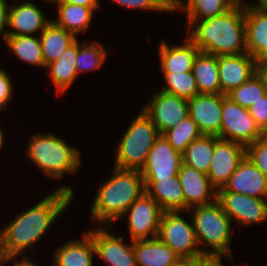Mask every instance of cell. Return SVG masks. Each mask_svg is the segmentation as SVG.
I'll return each instance as SVG.
<instances>
[{
	"label": "cell",
	"instance_id": "cell-1",
	"mask_svg": "<svg viewBox=\"0 0 267 266\" xmlns=\"http://www.w3.org/2000/svg\"><path fill=\"white\" fill-rule=\"evenodd\" d=\"M73 197L72 188L63 186L10 221L0 231L6 256H19L44 237L58 215L71 204Z\"/></svg>",
	"mask_w": 267,
	"mask_h": 266
},
{
	"label": "cell",
	"instance_id": "cell-2",
	"mask_svg": "<svg viewBox=\"0 0 267 266\" xmlns=\"http://www.w3.org/2000/svg\"><path fill=\"white\" fill-rule=\"evenodd\" d=\"M188 30L187 37L201 52L216 56L247 53L243 3L221 15L193 21Z\"/></svg>",
	"mask_w": 267,
	"mask_h": 266
},
{
	"label": "cell",
	"instance_id": "cell-3",
	"mask_svg": "<svg viewBox=\"0 0 267 266\" xmlns=\"http://www.w3.org/2000/svg\"><path fill=\"white\" fill-rule=\"evenodd\" d=\"M144 192L145 184L140 171L115 167L110 179L103 183L97 192L91 205L90 220L110 226L111 222L121 219L125 211Z\"/></svg>",
	"mask_w": 267,
	"mask_h": 266
},
{
	"label": "cell",
	"instance_id": "cell-4",
	"mask_svg": "<svg viewBox=\"0 0 267 266\" xmlns=\"http://www.w3.org/2000/svg\"><path fill=\"white\" fill-rule=\"evenodd\" d=\"M29 159L47 176L60 179L76 174L81 163L80 151L53 133L33 135L27 148Z\"/></svg>",
	"mask_w": 267,
	"mask_h": 266
},
{
	"label": "cell",
	"instance_id": "cell-5",
	"mask_svg": "<svg viewBox=\"0 0 267 266\" xmlns=\"http://www.w3.org/2000/svg\"><path fill=\"white\" fill-rule=\"evenodd\" d=\"M192 212L193 228L197 243L204 244V247H211L210 257L215 262H221L220 257L225 256L232 259L231 256V222L230 217L223 211L220 203L214 202L190 208Z\"/></svg>",
	"mask_w": 267,
	"mask_h": 266
},
{
	"label": "cell",
	"instance_id": "cell-6",
	"mask_svg": "<svg viewBox=\"0 0 267 266\" xmlns=\"http://www.w3.org/2000/svg\"><path fill=\"white\" fill-rule=\"evenodd\" d=\"M159 136L160 133L152 120L143 110L140 111L116 146L114 167L140 171Z\"/></svg>",
	"mask_w": 267,
	"mask_h": 266
},
{
	"label": "cell",
	"instance_id": "cell-7",
	"mask_svg": "<svg viewBox=\"0 0 267 266\" xmlns=\"http://www.w3.org/2000/svg\"><path fill=\"white\" fill-rule=\"evenodd\" d=\"M179 213L180 211H163L157 237L179 257H210V250L196 247L198 243L193 223H188Z\"/></svg>",
	"mask_w": 267,
	"mask_h": 266
},
{
	"label": "cell",
	"instance_id": "cell-8",
	"mask_svg": "<svg viewBox=\"0 0 267 266\" xmlns=\"http://www.w3.org/2000/svg\"><path fill=\"white\" fill-rule=\"evenodd\" d=\"M221 114V128L217 135L220 139L238 142L246 147L264 134L249 110L227 97L223 100Z\"/></svg>",
	"mask_w": 267,
	"mask_h": 266
},
{
	"label": "cell",
	"instance_id": "cell-9",
	"mask_svg": "<svg viewBox=\"0 0 267 266\" xmlns=\"http://www.w3.org/2000/svg\"><path fill=\"white\" fill-rule=\"evenodd\" d=\"M163 210L159 204L146 192H144L132 205L125 211L124 216L128 218V229L132 241L146 240L158 236L160 219Z\"/></svg>",
	"mask_w": 267,
	"mask_h": 266
},
{
	"label": "cell",
	"instance_id": "cell-10",
	"mask_svg": "<svg viewBox=\"0 0 267 266\" xmlns=\"http://www.w3.org/2000/svg\"><path fill=\"white\" fill-rule=\"evenodd\" d=\"M152 95L150 102L142 110L152 120L160 135L189 116L187 99L161 90Z\"/></svg>",
	"mask_w": 267,
	"mask_h": 266
},
{
	"label": "cell",
	"instance_id": "cell-11",
	"mask_svg": "<svg viewBox=\"0 0 267 266\" xmlns=\"http://www.w3.org/2000/svg\"><path fill=\"white\" fill-rule=\"evenodd\" d=\"M216 200L230 219H235L241 225L267 221V201L265 199L229 191H217Z\"/></svg>",
	"mask_w": 267,
	"mask_h": 266
},
{
	"label": "cell",
	"instance_id": "cell-12",
	"mask_svg": "<svg viewBox=\"0 0 267 266\" xmlns=\"http://www.w3.org/2000/svg\"><path fill=\"white\" fill-rule=\"evenodd\" d=\"M245 156L244 145L219 138L214 144L213 157L207 173L211 185L216 190L223 188Z\"/></svg>",
	"mask_w": 267,
	"mask_h": 266
},
{
	"label": "cell",
	"instance_id": "cell-13",
	"mask_svg": "<svg viewBox=\"0 0 267 266\" xmlns=\"http://www.w3.org/2000/svg\"><path fill=\"white\" fill-rule=\"evenodd\" d=\"M182 164V154L176 151L163 135H160L149 151L146 163L140 172L143 179H164L178 176Z\"/></svg>",
	"mask_w": 267,
	"mask_h": 266
},
{
	"label": "cell",
	"instance_id": "cell-14",
	"mask_svg": "<svg viewBox=\"0 0 267 266\" xmlns=\"http://www.w3.org/2000/svg\"><path fill=\"white\" fill-rule=\"evenodd\" d=\"M223 94H197L188 100V114L204 135L220 133L222 105L226 98Z\"/></svg>",
	"mask_w": 267,
	"mask_h": 266
},
{
	"label": "cell",
	"instance_id": "cell-15",
	"mask_svg": "<svg viewBox=\"0 0 267 266\" xmlns=\"http://www.w3.org/2000/svg\"><path fill=\"white\" fill-rule=\"evenodd\" d=\"M106 228L99 227L87 232L92 238L95 254L111 266H137L133 241L131 245H126L121 236L117 238L108 231L110 226Z\"/></svg>",
	"mask_w": 267,
	"mask_h": 266
},
{
	"label": "cell",
	"instance_id": "cell-16",
	"mask_svg": "<svg viewBox=\"0 0 267 266\" xmlns=\"http://www.w3.org/2000/svg\"><path fill=\"white\" fill-rule=\"evenodd\" d=\"M257 64L248 53L218 56L221 94L227 95L248 81L257 73Z\"/></svg>",
	"mask_w": 267,
	"mask_h": 266
},
{
	"label": "cell",
	"instance_id": "cell-17",
	"mask_svg": "<svg viewBox=\"0 0 267 266\" xmlns=\"http://www.w3.org/2000/svg\"><path fill=\"white\" fill-rule=\"evenodd\" d=\"M178 179L183 188L186 212L190 208L207 205L216 200L217 190L211 185L206 173L183 163L179 168Z\"/></svg>",
	"mask_w": 267,
	"mask_h": 266
},
{
	"label": "cell",
	"instance_id": "cell-18",
	"mask_svg": "<svg viewBox=\"0 0 267 266\" xmlns=\"http://www.w3.org/2000/svg\"><path fill=\"white\" fill-rule=\"evenodd\" d=\"M229 191L267 200V177L245 156L223 188Z\"/></svg>",
	"mask_w": 267,
	"mask_h": 266
},
{
	"label": "cell",
	"instance_id": "cell-19",
	"mask_svg": "<svg viewBox=\"0 0 267 266\" xmlns=\"http://www.w3.org/2000/svg\"><path fill=\"white\" fill-rule=\"evenodd\" d=\"M247 53L257 62L267 61V10L257 5H244Z\"/></svg>",
	"mask_w": 267,
	"mask_h": 266
},
{
	"label": "cell",
	"instance_id": "cell-20",
	"mask_svg": "<svg viewBox=\"0 0 267 266\" xmlns=\"http://www.w3.org/2000/svg\"><path fill=\"white\" fill-rule=\"evenodd\" d=\"M52 20H48L33 2L24 1L11 5L6 36L33 35L42 32ZM15 30V31H14Z\"/></svg>",
	"mask_w": 267,
	"mask_h": 266
},
{
	"label": "cell",
	"instance_id": "cell-21",
	"mask_svg": "<svg viewBox=\"0 0 267 266\" xmlns=\"http://www.w3.org/2000/svg\"><path fill=\"white\" fill-rule=\"evenodd\" d=\"M143 180L145 192L159 204L163 211H185V198L178 176Z\"/></svg>",
	"mask_w": 267,
	"mask_h": 266
},
{
	"label": "cell",
	"instance_id": "cell-22",
	"mask_svg": "<svg viewBox=\"0 0 267 266\" xmlns=\"http://www.w3.org/2000/svg\"><path fill=\"white\" fill-rule=\"evenodd\" d=\"M182 45H169L162 41L159 57L162 72H190L199 48L187 37Z\"/></svg>",
	"mask_w": 267,
	"mask_h": 266
},
{
	"label": "cell",
	"instance_id": "cell-23",
	"mask_svg": "<svg viewBox=\"0 0 267 266\" xmlns=\"http://www.w3.org/2000/svg\"><path fill=\"white\" fill-rule=\"evenodd\" d=\"M82 235L83 240L71 239L69 243H64L62 247L55 250L56 266H93L95 248L92 238L87 232Z\"/></svg>",
	"mask_w": 267,
	"mask_h": 266
},
{
	"label": "cell",
	"instance_id": "cell-24",
	"mask_svg": "<svg viewBox=\"0 0 267 266\" xmlns=\"http://www.w3.org/2000/svg\"><path fill=\"white\" fill-rule=\"evenodd\" d=\"M137 266H171L179 256L158 237L133 241Z\"/></svg>",
	"mask_w": 267,
	"mask_h": 266
},
{
	"label": "cell",
	"instance_id": "cell-25",
	"mask_svg": "<svg viewBox=\"0 0 267 266\" xmlns=\"http://www.w3.org/2000/svg\"><path fill=\"white\" fill-rule=\"evenodd\" d=\"M192 73L199 94H221L218 56L199 51L193 62Z\"/></svg>",
	"mask_w": 267,
	"mask_h": 266
},
{
	"label": "cell",
	"instance_id": "cell-26",
	"mask_svg": "<svg viewBox=\"0 0 267 266\" xmlns=\"http://www.w3.org/2000/svg\"><path fill=\"white\" fill-rule=\"evenodd\" d=\"M45 65L56 61L76 41V36L57 26L53 20L39 35Z\"/></svg>",
	"mask_w": 267,
	"mask_h": 266
},
{
	"label": "cell",
	"instance_id": "cell-27",
	"mask_svg": "<svg viewBox=\"0 0 267 266\" xmlns=\"http://www.w3.org/2000/svg\"><path fill=\"white\" fill-rule=\"evenodd\" d=\"M237 3H242L241 0H180L173 8V11L187 12L188 26L193 21L208 19L210 17L221 15Z\"/></svg>",
	"mask_w": 267,
	"mask_h": 266
},
{
	"label": "cell",
	"instance_id": "cell-28",
	"mask_svg": "<svg viewBox=\"0 0 267 266\" xmlns=\"http://www.w3.org/2000/svg\"><path fill=\"white\" fill-rule=\"evenodd\" d=\"M77 55V40L69 46L60 57L48 64L51 79L58 92L66 91L78 76L75 68V60Z\"/></svg>",
	"mask_w": 267,
	"mask_h": 266
},
{
	"label": "cell",
	"instance_id": "cell-29",
	"mask_svg": "<svg viewBox=\"0 0 267 266\" xmlns=\"http://www.w3.org/2000/svg\"><path fill=\"white\" fill-rule=\"evenodd\" d=\"M219 139L215 135L202 134L193 140L182 153L183 163L203 173L209 172L214 144Z\"/></svg>",
	"mask_w": 267,
	"mask_h": 266
},
{
	"label": "cell",
	"instance_id": "cell-30",
	"mask_svg": "<svg viewBox=\"0 0 267 266\" xmlns=\"http://www.w3.org/2000/svg\"><path fill=\"white\" fill-rule=\"evenodd\" d=\"M57 6L58 20L53 21L57 26L76 36L91 25L94 13L91 8L67 2H61Z\"/></svg>",
	"mask_w": 267,
	"mask_h": 266
},
{
	"label": "cell",
	"instance_id": "cell-31",
	"mask_svg": "<svg viewBox=\"0 0 267 266\" xmlns=\"http://www.w3.org/2000/svg\"><path fill=\"white\" fill-rule=\"evenodd\" d=\"M4 40L9 51L21 61L46 69L39 36H6Z\"/></svg>",
	"mask_w": 267,
	"mask_h": 266
},
{
	"label": "cell",
	"instance_id": "cell-32",
	"mask_svg": "<svg viewBox=\"0 0 267 266\" xmlns=\"http://www.w3.org/2000/svg\"><path fill=\"white\" fill-rule=\"evenodd\" d=\"M106 55V50L97 41L92 43L84 42L82 44L77 41V55L75 60L77 74L100 69L105 62Z\"/></svg>",
	"mask_w": 267,
	"mask_h": 266
},
{
	"label": "cell",
	"instance_id": "cell-33",
	"mask_svg": "<svg viewBox=\"0 0 267 266\" xmlns=\"http://www.w3.org/2000/svg\"><path fill=\"white\" fill-rule=\"evenodd\" d=\"M162 135L176 151L182 154L186 147L193 140L199 138L202 133L199 131L195 121L188 116Z\"/></svg>",
	"mask_w": 267,
	"mask_h": 266
},
{
	"label": "cell",
	"instance_id": "cell-34",
	"mask_svg": "<svg viewBox=\"0 0 267 266\" xmlns=\"http://www.w3.org/2000/svg\"><path fill=\"white\" fill-rule=\"evenodd\" d=\"M266 94L265 84L258 73H255L248 81L232 90L226 96L232 102L244 108H249Z\"/></svg>",
	"mask_w": 267,
	"mask_h": 266
},
{
	"label": "cell",
	"instance_id": "cell-35",
	"mask_svg": "<svg viewBox=\"0 0 267 266\" xmlns=\"http://www.w3.org/2000/svg\"><path fill=\"white\" fill-rule=\"evenodd\" d=\"M163 74L167 87H164L161 91L177 95L187 100L199 94L196 79L192 71L181 73L163 72Z\"/></svg>",
	"mask_w": 267,
	"mask_h": 266
},
{
	"label": "cell",
	"instance_id": "cell-36",
	"mask_svg": "<svg viewBox=\"0 0 267 266\" xmlns=\"http://www.w3.org/2000/svg\"><path fill=\"white\" fill-rule=\"evenodd\" d=\"M246 156L267 177V133L246 146Z\"/></svg>",
	"mask_w": 267,
	"mask_h": 266
},
{
	"label": "cell",
	"instance_id": "cell-37",
	"mask_svg": "<svg viewBox=\"0 0 267 266\" xmlns=\"http://www.w3.org/2000/svg\"><path fill=\"white\" fill-rule=\"evenodd\" d=\"M122 7L132 9L152 10L158 12H173L172 7L165 0H113Z\"/></svg>",
	"mask_w": 267,
	"mask_h": 266
},
{
	"label": "cell",
	"instance_id": "cell-38",
	"mask_svg": "<svg viewBox=\"0 0 267 266\" xmlns=\"http://www.w3.org/2000/svg\"><path fill=\"white\" fill-rule=\"evenodd\" d=\"M248 110L259 128L267 133V93L252 104Z\"/></svg>",
	"mask_w": 267,
	"mask_h": 266
},
{
	"label": "cell",
	"instance_id": "cell-39",
	"mask_svg": "<svg viewBox=\"0 0 267 266\" xmlns=\"http://www.w3.org/2000/svg\"><path fill=\"white\" fill-rule=\"evenodd\" d=\"M13 85L5 69H0V110L10 101L13 95ZM3 107V108H2Z\"/></svg>",
	"mask_w": 267,
	"mask_h": 266
},
{
	"label": "cell",
	"instance_id": "cell-40",
	"mask_svg": "<svg viewBox=\"0 0 267 266\" xmlns=\"http://www.w3.org/2000/svg\"><path fill=\"white\" fill-rule=\"evenodd\" d=\"M215 261L208 256L179 257L171 266H212Z\"/></svg>",
	"mask_w": 267,
	"mask_h": 266
},
{
	"label": "cell",
	"instance_id": "cell-41",
	"mask_svg": "<svg viewBox=\"0 0 267 266\" xmlns=\"http://www.w3.org/2000/svg\"><path fill=\"white\" fill-rule=\"evenodd\" d=\"M10 6L6 0H0V35H3V39L6 37L7 30L5 27L8 26Z\"/></svg>",
	"mask_w": 267,
	"mask_h": 266
},
{
	"label": "cell",
	"instance_id": "cell-42",
	"mask_svg": "<svg viewBox=\"0 0 267 266\" xmlns=\"http://www.w3.org/2000/svg\"><path fill=\"white\" fill-rule=\"evenodd\" d=\"M62 2H67L70 4H77V5H81L84 7H89L94 12H95V10H97L100 7V2L98 0H62Z\"/></svg>",
	"mask_w": 267,
	"mask_h": 266
},
{
	"label": "cell",
	"instance_id": "cell-43",
	"mask_svg": "<svg viewBox=\"0 0 267 266\" xmlns=\"http://www.w3.org/2000/svg\"><path fill=\"white\" fill-rule=\"evenodd\" d=\"M257 73L263 79V82L265 84L266 93H267V61L266 62H258Z\"/></svg>",
	"mask_w": 267,
	"mask_h": 266
},
{
	"label": "cell",
	"instance_id": "cell-44",
	"mask_svg": "<svg viewBox=\"0 0 267 266\" xmlns=\"http://www.w3.org/2000/svg\"><path fill=\"white\" fill-rule=\"evenodd\" d=\"M17 258V256H6L4 252V247L1 242L0 238V266H4V263L6 264L7 262L13 260L14 258Z\"/></svg>",
	"mask_w": 267,
	"mask_h": 266
},
{
	"label": "cell",
	"instance_id": "cell-45",
	"mask_svg": "<svg viewBox=\"0 0 267 266\" xmlns=\"http://www.w3.org/2000/svg\"><path fill=\"white\" fill-rule=\"evenodd\" d=\"M23 256V259L20 260L19 262L15 261V264L13 266H37L36 264L32 263L29 258L27 257H24L26 255H22Z\"/></svg>",
	"mask_w": 267,
	"mask_h": 266
},
{
	"label": "cell",
	"instance_id": "cell-46",
	"mask_svg": "<svg viewBox=\"0 0 267 266\" xmlns=\"http://www.w3.org/2000/svg\"><path fill=\"white\" fill-rule=\"evenodd\" d=\"M259 3L256 5L259 6L260 8L267 10V0H258Z\"/></svg>",
	"mask_w": 267,
	"mask_h": 266
},
{
	"label": "cell",
	"instance_id": "cell-47",
	"mask_svg": "<svg viewBox=\"0 0 267 266\" xmlns=\"http://www.w3.org/2000/svg\"><path fill=\"white\" fill-rule=\"evenodd\" d=\"M172 8L180 1V0H165Z\"/></svg>",
	"mask_w": 267,
	"mask_h": 266
},
{
	"label": "cell",
	"instance_id": "cell-48",
	"mask_svg": "<svg viewBox=\"0 0 267 266\" xmlns=\"http://www.w3.org/2000/svg\"><path fill=\"white\" fill-rule=\"evenodd\" d=\"M3 141H4V135L2 134V130L0 128V150H1L2 146H3Z\"/></svg>",
	"mask_w": 267,
	"mask_h": 266
},
{
	"label": "cell",
	"instance_id": "cell-49",
	"mask_svg": "<svg viewBox=\"0 0 267 266\" xmlns=\"http://www.w3.org/2000/svg\"><path fill=\"white\" fill-rule=\"evenodd\" d=\"M45 1L53 2L55 4L57 3V5L62 2V0H45Z\"/></svg>",
	"mask_w": 267,
	"mask_h": 266
}]
</instances>
